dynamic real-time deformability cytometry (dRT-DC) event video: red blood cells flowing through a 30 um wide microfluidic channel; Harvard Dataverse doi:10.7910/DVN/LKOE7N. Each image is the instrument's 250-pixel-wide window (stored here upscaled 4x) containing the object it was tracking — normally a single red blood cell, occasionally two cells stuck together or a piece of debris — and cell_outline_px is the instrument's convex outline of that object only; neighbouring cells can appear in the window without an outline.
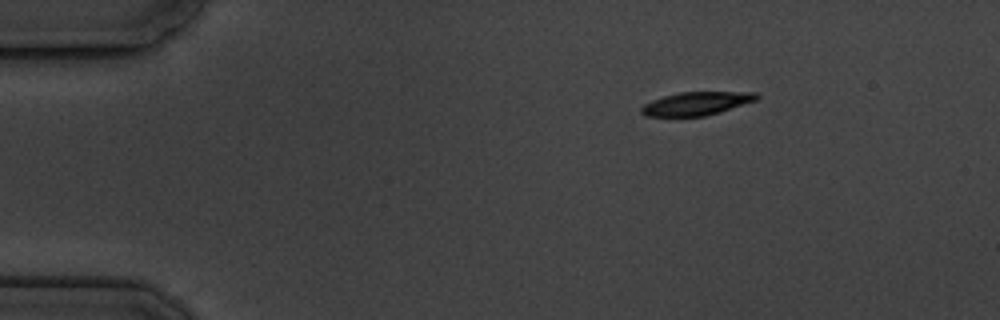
{"species": "common noctule bat (a hibernating species)", "species_latin": "Nyctalus noctula", "temperature_condition": "cold", "stored_images_in_passage": 4, "camera_frame_rate_fps": 3000, "um_per_image_px": 0.085, "animal": {"sex": "male", "body_mass_g": 19.5, "forearm_length_mm": 54.6}, "frame": {"image": 1, "passage_image": 1, "time_ms": 0.0, "image_size_px": [1000, 320], "cell_outline_px": [[760, 96], [756, 100], [720, 112], [704, 116], [648, 116], [640, 112], [640, 108], [644, 104], [652, 100], [664, 96], [680, 92], [756, 92]], "centroid_in_image_um": [59.2, 8.8], "position_along_channel_um": 25.8, "area_um2": 15.55}}
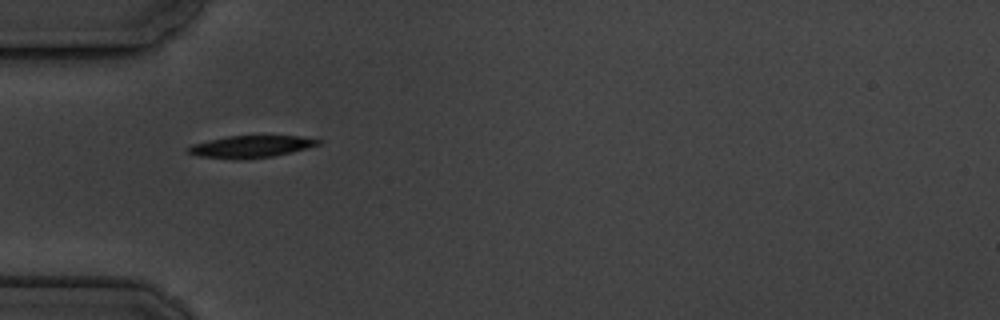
{"frame": {"image": 2, "passage_image": 3, "time_ms": 3.0, "image_size_px": [1000, 320], "cell_outline_px": [[324, 140], [320, 144], [292, 152], [272, 156], [240, 160], [196, 156], [184, 152], [192, 144], [208, 140], [228, 136], [300, 136]], "centroid_in_image_um": [21.29, 12.47], "position_along_channel_um": 63.7, "area_um2": 16.82}}